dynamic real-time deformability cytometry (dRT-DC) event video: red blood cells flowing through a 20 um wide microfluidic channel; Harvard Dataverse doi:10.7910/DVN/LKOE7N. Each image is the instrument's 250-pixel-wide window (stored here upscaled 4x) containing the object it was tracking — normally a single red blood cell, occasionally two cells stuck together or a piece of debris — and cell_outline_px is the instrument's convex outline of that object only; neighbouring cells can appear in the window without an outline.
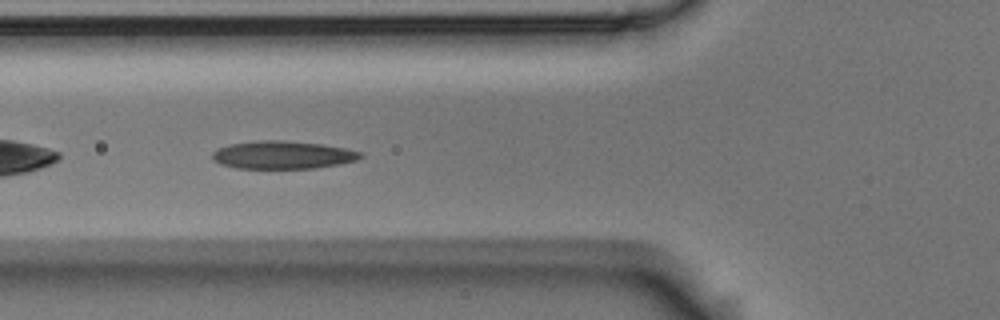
{"species": "Egyptian fruit bat (a non-hibernating species)", "species_latin": "Rousettus aegyptiacus", "temperature_condition": "room temperature", "stored_images_in_passage": 41, "camera_frame_rate_fps": 3000, "um_per_image_px": 0.085, "animal": {"sex": "male"}, "frame": {"image": 1, "passage_image": 5, "time_ms": 1.333, "image_size_px": [1000, 320], "cell_outline_px": [[364, 156], [356, 160], [340, 164], [312, 168], [236, 168], [220, 164], [212, 160], [212, 152], [228, 144], [260, 140], [284, 140], [324, 144], [348, 148], [360, 152]], "centroid_in_image_um": [24.04, 13.16], "position_along_channel_um": 101.8, "area_um2": 24.22}}
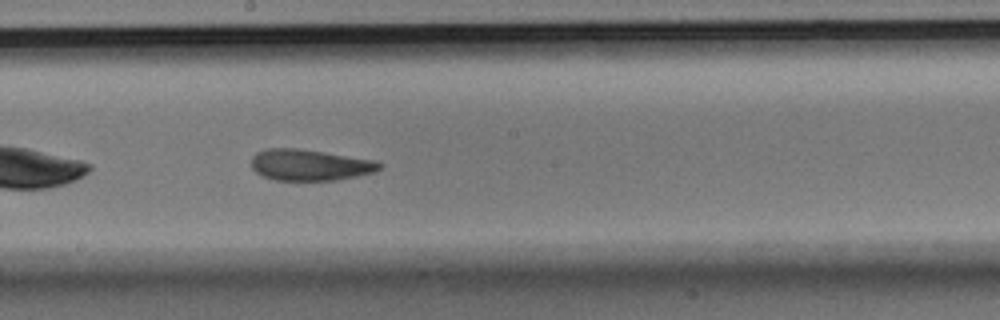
{"frame": {"image": 2, "passage_image": 15, "time_ms": 4.667, "image_size_px": [1000, 320], "cell_outline_px": [[384, 164], [380, 168], [372, 172], [356, 176], [336, 180], [276, 180], [264, 176], [256, 172], [252, 168], [252, 156], [256, 152], [268, 148], [296, 148], [324, 152], [376, 160]], "centroid_in_image_um": [26.33, 14.01], "position_along_channel_um": 221.9, "area_um2": 23.18}}
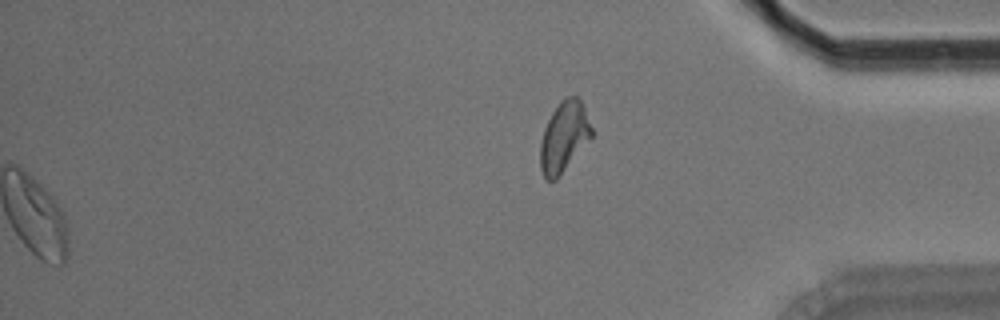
{"frame": {"image": 3, "passage_image": 41, "time_ms": 13.333, "image_size_px": [1000, 320], "cell_outline_px": [[592, 136], [556, 180], [548, 180], [544, 176], [540, 168], [540, 144], [544, 128], [552, 112], [560, 100], [564, 96], [576, 96], [580, 100], [584, 108], [592, 128]], "centroid_in_image_um": [47.92, 11.61], "position_along_channel_um": 387.3, "area_um2": 20.81}, "authors_computed_cell_mechanics": {"area_um2": 23.7558, "velocity_mm_per_s": 3.5918, "shape_relaxation_time_tau1_ms": 5.4989, "shape_relaxation_time_tau2_ms": 2.6692, "deformation_change_tau1": 0.1406, "deformation_change_tau2": 0.0859}}